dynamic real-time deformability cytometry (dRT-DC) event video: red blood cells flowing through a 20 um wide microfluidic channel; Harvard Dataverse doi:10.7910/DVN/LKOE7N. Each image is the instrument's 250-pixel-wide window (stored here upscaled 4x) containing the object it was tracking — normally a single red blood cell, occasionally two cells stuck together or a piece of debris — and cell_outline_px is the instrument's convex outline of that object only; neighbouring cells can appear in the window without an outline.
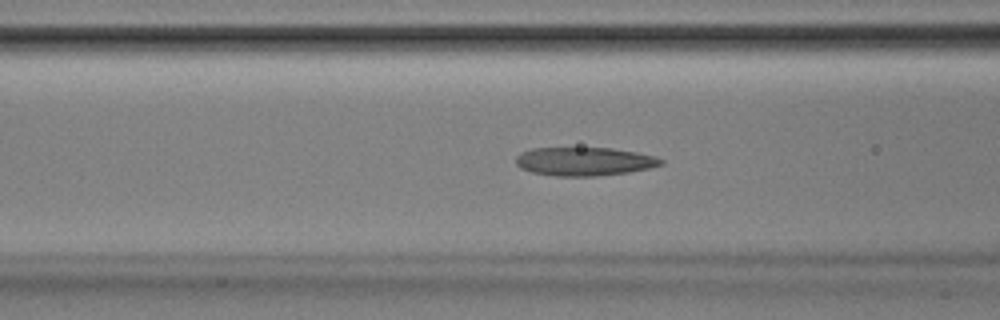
{"species": "Egyptian fruit bat (a non-hibernating species)", "species_latin": "Rousettus aegyptiacus", "temperature_condition": "room temperature", "stored_images_in_passage": 51, "camera_frame_rate_fps": 3000, "um_per_image_px": 0.085, "animal": {"sex": "male"}, "frame": {"image": 1, "passage_image": 19, "time_ms": 6.0, "image_size_px": [1000, 320], "cell_outline_px": [[664, 164], [648, 168], [628, 172], [596, 176], [556, 176], [532, 172], [520, 168], [516, 164], [516, 156], [520, 152], [532, 148], [612, 148], [636, 152], [656, 156], [664, 160]], "centroid_in_image_um": [49.66, 13.72], "position_along_channel_um": 116.9, "area_um2": 24.16}}
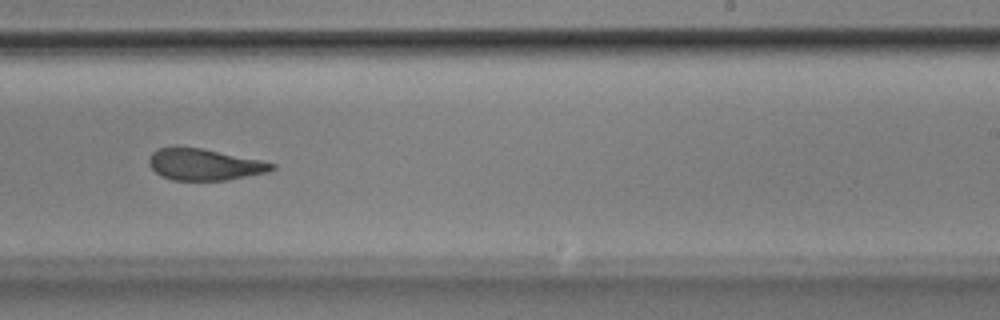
{"frame": {"image": 2, "passage_image": 31, "time_ms": 10.0, "image_size_px": [1000, 320], "cell_outline_px": [[276, 168], [268, 172], [228, 180], [172, 180], [160, 176], [148, 164], [148, 160], [152, 152], [160, 148], [200, 148], [260, 160], [276, 164]], "centroid_in_image_um": [17.38, 14.0], "position_along_channel_um": 271.6, "area_um2": 22.25}}
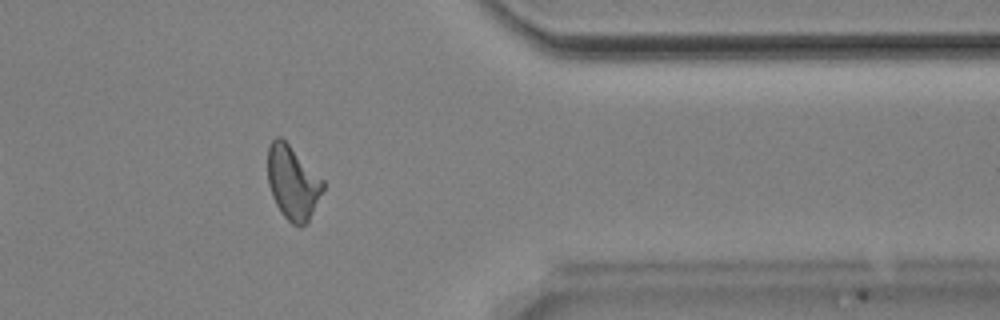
{"frame": {"image": 3, "passage_image": 41, "time_ms": 13.333, "image_size_px": [1000, 320], "cell_outline_px": [[324, 188], [308, 224], [300, 228], [292, 224], [280, 212], [272, 196], [268, 184], [268, 144], [276, 136], [280, 136], [324, 180]], "centroid_in_image_um": [24.88, 15.56], "position_along_channel_um": 386.5, "area_um2": 23.87}, "authors_computed_cell_mechanics": {"area_um2": 24.0448, "velocity_mm_per_s": 3.8867, "shape_relaxation_time_tau1_ms": 6.8485, "shape_relaxation_time_tau2_ms": 2.7616, "deformation_change_tau1": 0.1956, "deformation_change_tau2": 0.1058}}